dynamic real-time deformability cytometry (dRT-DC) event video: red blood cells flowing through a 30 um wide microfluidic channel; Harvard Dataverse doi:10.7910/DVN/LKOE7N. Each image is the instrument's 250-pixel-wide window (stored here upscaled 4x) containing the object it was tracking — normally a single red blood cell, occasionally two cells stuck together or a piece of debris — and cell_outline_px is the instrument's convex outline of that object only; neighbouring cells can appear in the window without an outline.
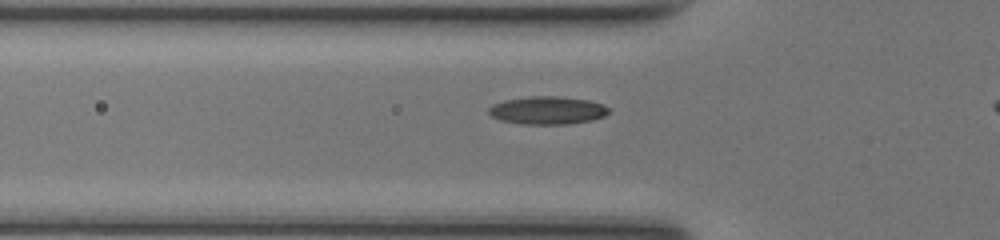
{"species": "common noctule bat (a hibernating species)", "species_latin": "Nyctalus noctula", "temperature_condition": "room temperature", "stored_images_in_passage": 34, "camera_frame_rate_fps": 3000, "um_per_image_px": 0.085, "animal": {"sex": "female", "body_mass_g": 17.0, "forearm_length_mm": 48.0}, "frame": {"image": 1, "passage_image": 10, "time_ms": 3.0, "image_size_px": [1000, 240], "cell_outline_px": [[608, 112], [604, 116], [592, 120], [568, 124], [520, 124], [500, 120], [492, 116], [488, 112], [488, 108], [492, 104], [504, 100], [532, 96], [556, 96], [588, 100], [604, 104], [608, 108]], "centroid_in_image_um": [46.51, 9.38], "position_along_channel_um": 79.3, "area_um2": 19.54}}
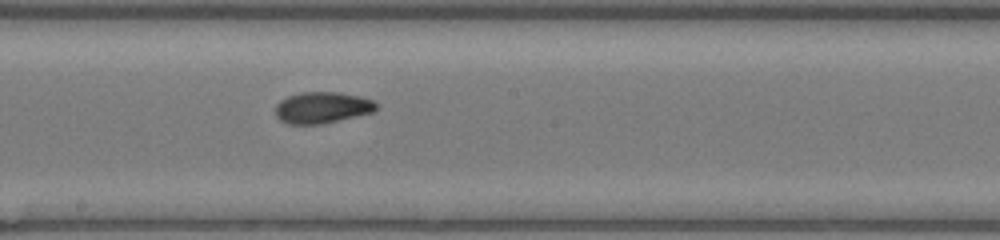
{"frame": {"image": 2, "passage_image": 20, "time_ms": 6.333, "image_size_px": [1000, 240], "cell_outline_px": [[376, 108], [372, 112], [324, 124], [288, 124], [280, 120], [276, 116], [276, 104], [280, 100], [288, 96], [304, 92], [336, 92], [360, 96], [372, 100], [376, 104]], "centroid_in_image_um": [27.36, 9.15], "position_along_channel_um": 220.8, "area_um2": 18.32}}
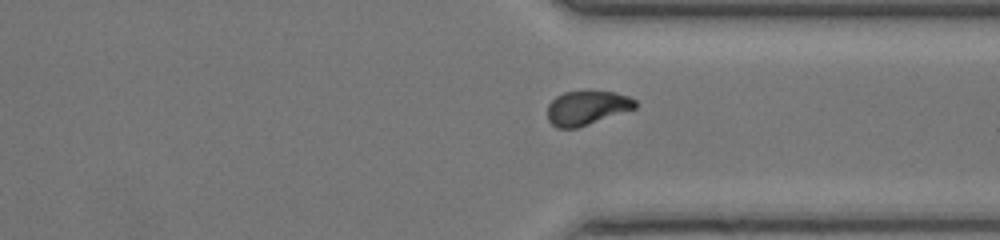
{"frame": {"image": 3, "passage_image": 30, "time_ms": 9.667, "image_size_px": [1000, 240], "cell_outline_px": [[636, 108], [576, 128], [556, 128], [548, 120], [548, 104], [556, 96], [564, 92], [616, 92], [628, 96], [636, 100]], "centroid_in_image_um": [49.87, 9.17], "position_along_channel_um": 361.5, "area_um2": 17.22}}